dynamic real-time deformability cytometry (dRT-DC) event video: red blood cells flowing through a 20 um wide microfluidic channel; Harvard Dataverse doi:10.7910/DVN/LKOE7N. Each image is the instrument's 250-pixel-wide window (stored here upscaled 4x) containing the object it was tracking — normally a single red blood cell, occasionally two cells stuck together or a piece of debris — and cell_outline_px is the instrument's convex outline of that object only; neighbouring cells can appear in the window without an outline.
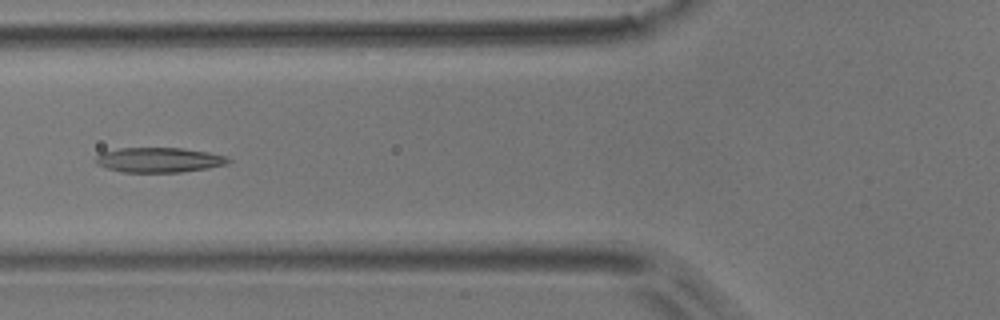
{"species": "common noctule bat (a hibernating species)", "species_latin": "Nyctalus noctula", "temperature_condition": "room temperature", "stored_images_in_passage": 5, "camera_frame_rate_fps": 3000, "um_per_image_px": 0.085, "animal": {"sex": "male", "body_mass_g": 17.9}, "frame": {"image": 1, "passage_image": 5, "time_ms": 1.333, "image_size_px": [1000, 320], "cell_outline_px": [[232, 160], [228, 164], [208, 168], [180, 172], [120, 172], [96, 164], [96, 156], [100, 152], [120, 148], [180, 148], [208, 152], [224, 156]], "centroid_in_image_um": [13.5, 13.59], "position_along_channel_um": 112.3, "area_um2": 19.19}}